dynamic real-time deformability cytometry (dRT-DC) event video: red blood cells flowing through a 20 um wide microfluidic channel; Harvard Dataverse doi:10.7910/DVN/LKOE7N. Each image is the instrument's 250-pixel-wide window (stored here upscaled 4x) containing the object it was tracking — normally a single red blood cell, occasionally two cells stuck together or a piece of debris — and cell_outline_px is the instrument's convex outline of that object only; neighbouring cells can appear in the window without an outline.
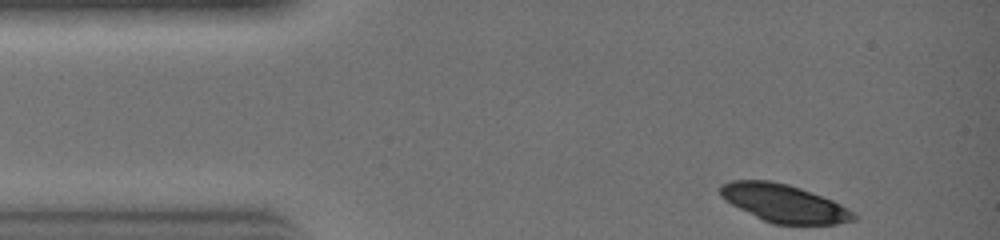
{"species": "common noctule bat (a hibernating species)", "species_latin": "Nyctalus noctula", "temperature_condition": "warm", "stored_images_in_passage": 6, "camera_frame_rate_fps": 3000, "um_per_image_px": 0.085, "animal": {"sex": "female", "body_mass_g": 19.0, "forearm_length_mm": 51.5}, "frame": {"image": 1, "passage_image": 1, "time_ms": 0.0, "image_size_px": [1000, 240], "cell_outline_px": [[856, 220], [836, 224], [772, 224], [724, 200], [720, 196], [720, 184], [732, 180], [768, 180], [788, 184], [800, 188], [832, 200], [848, 208], [856, 216]], "centroid_in_image_um": [66.63, 17.27], "position_along_channel_um": 18.4, "area_um2": 29.19}}